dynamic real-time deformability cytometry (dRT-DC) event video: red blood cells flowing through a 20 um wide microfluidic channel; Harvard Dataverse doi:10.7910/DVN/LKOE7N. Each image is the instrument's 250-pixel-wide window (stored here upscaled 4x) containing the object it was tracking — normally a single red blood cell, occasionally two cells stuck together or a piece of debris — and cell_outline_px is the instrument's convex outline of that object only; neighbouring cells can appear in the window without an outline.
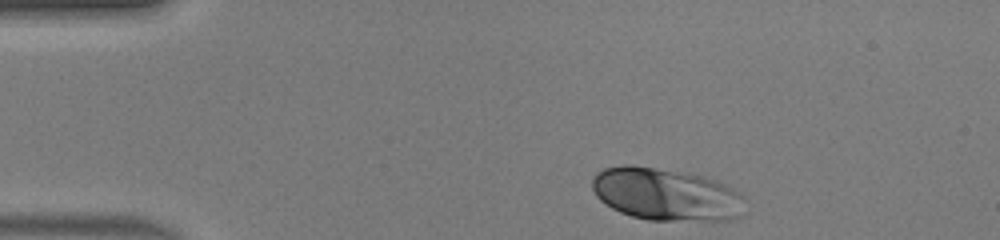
{"species": "human", "species_latin": "Homo sapiens", "temperature_condition": "warm", "stored_images_in_passage": 37, "camera_frame_rate_fps": 3000, "um_per_image_px": 0.085, "donor": {"sex": "male"}, "frame": {"image": 1, "passage_image": 1, "time_ms": 0.0, "image_size_px": [1000, 240], "cell_outline_px": [[740, 216], [732, 220], [648, 220], [632, 216], [620, 212], [604, 204], [596, 196], [592, 188], [592, 180], [596, 172], [604, 168], [624, 164], [632, 164], [700, 176], [724, 184], [740, 192]], "centroid_in_image_um": [56.51, 16.52], "position_along_channel_um": 28.5, "area_um2": 46.18}}
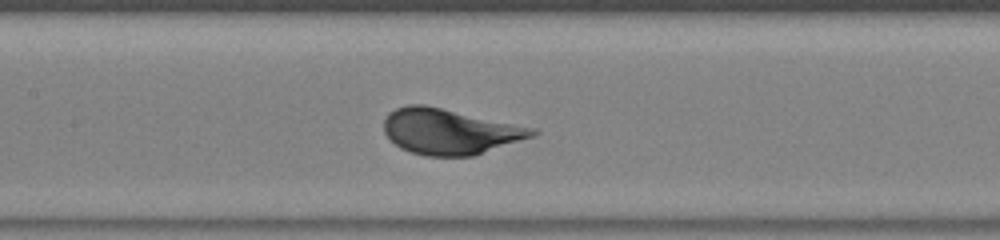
{"frame": {"image": 2, "passage_image": 16, "time_ms": 5.0, "image_size_px": [1000, 240], "cell_outline_px": [[540, 132], [536, 136], [472, 156], [424, 156], [400, 148], [384, 132], [384, 120], [388, 112], [396, 108], [408, 104], [424, 104], [536, 128]], "centroid_in_image_um": [38.25, 11.17], "position_along_channel_um": 169.2, "area_um2": 39.48}}
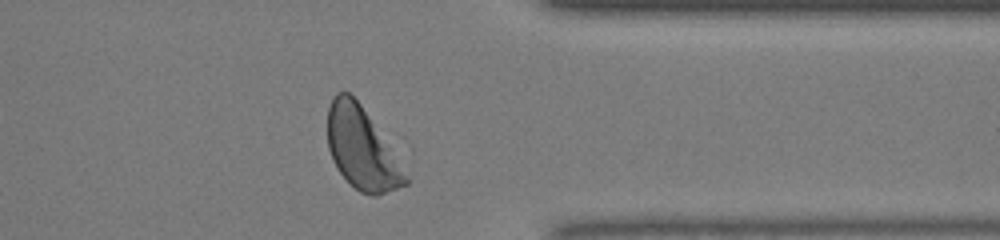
{"frame": {"image": 3, "passage_image": 32, "time_ms": 10.333, "image_size_px": [1000, 240], "cell_outline_px": [[408, 184], [376, 196], [372, 196], [360, 192], [340, 172], [332, 160], [328, 148], [328, 104], [332, 96], [336, 92], [348, 92], [360, 104], [408, 176]], "centroid_in_image_um": [30.7, 12.63], "position_along_channel_um": 380.7, "area_um2": 36.13}, "authors_computed_cell_mechanics": {"area_um2": 38.9572, "velocity_mm_per_s": 4.1095, "shape_relaxation_time_tau1_ms": 2.0342, "shape_relaxation_time_tau2_ms": null, "deformation_change_tau1": 0.1516, "deformation_change_tau2": null}}